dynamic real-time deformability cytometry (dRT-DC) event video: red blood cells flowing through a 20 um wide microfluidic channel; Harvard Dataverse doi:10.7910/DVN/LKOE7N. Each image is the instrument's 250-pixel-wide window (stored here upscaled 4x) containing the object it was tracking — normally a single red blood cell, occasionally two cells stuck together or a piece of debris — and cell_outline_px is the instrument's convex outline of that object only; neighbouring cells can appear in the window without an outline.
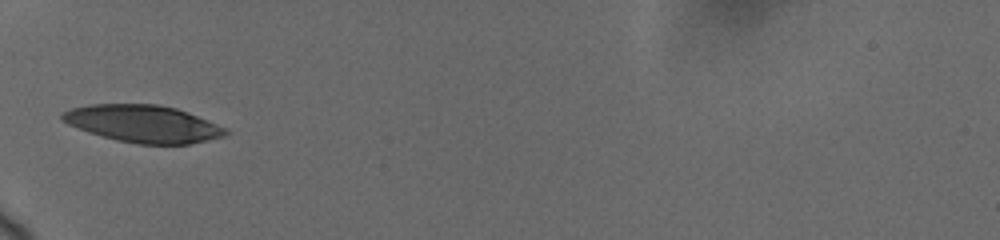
{"species": "human", "species_latin": "Homo sapiens", "temperature_condition": "cold", "stored_images_in_passage": 7, "camera_frame_rate_fps": 3000, "um_per_image_px": 0.085, "donor": {"sex": "female"}, "frame": {"image": 1, "passage_image": 1, "time_ms": 0.0, "image_size_px": [1000, 240], "cell_outline_px": [[232, 132], [224, 136], [208, 140], [188, 144], [136, 144], [116, 140], [88, 132], [68, 124], [60, 120], [60, 116], [64, 112], [72, 108], [88, 104], [160, 104], [176, 108], [188, 112], [228, 128]], "centroid_in_image_um": [12.2, 10.52], "position_along_channel_um": 72.8, "area_um2": 35.66}}
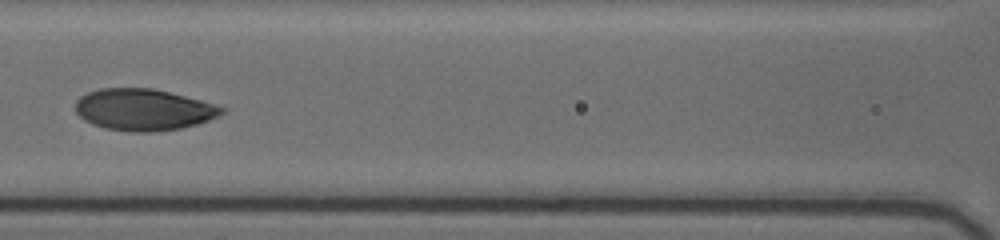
{"frame": {"image": 2, "passage_image": 3, "time_ms": 2.333, "image_size_px": [1000, 240], "cell_outline_px": [[228, 108], [224, 112], [208, 120], [196, 124], [180, 128], [148, 132], [132, 132], [104, 128], [92, 124], [84, 120], [76, 112], [76, 100], [80, 96], [88, 92], [100, 88], [152, 88], [200, 100]], "centroid_in_image_um": [12.17, 9.32], "position_along_channel_um": 154.4, "area_um2": 35.26}}
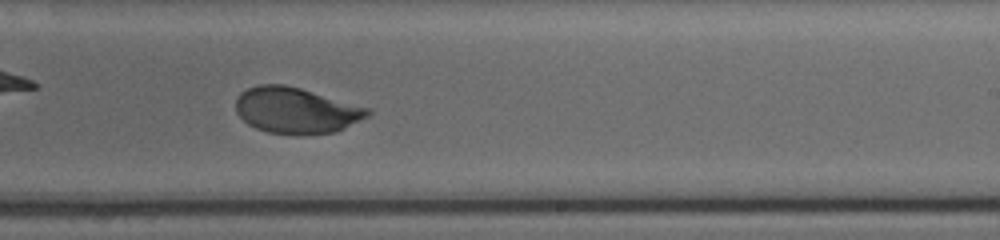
{"frame": {"image": 3, "passage_image": 6, "time_ms": 5.333, "image_size_px": [1000, 240], "cell_outline_px": [[372, 112], [368, 116], [336, 132], [268, 132], [256, 128], [248, 124], [236, 112], [236, 96], [240, 92], [248, 88], [260, 84], [284, 84], [300, 88], [372, 108]], "centroid_in_image_um": [25.17, 9.34], "position_along_channel_um": 263.8, "area_um2": 34.74}}